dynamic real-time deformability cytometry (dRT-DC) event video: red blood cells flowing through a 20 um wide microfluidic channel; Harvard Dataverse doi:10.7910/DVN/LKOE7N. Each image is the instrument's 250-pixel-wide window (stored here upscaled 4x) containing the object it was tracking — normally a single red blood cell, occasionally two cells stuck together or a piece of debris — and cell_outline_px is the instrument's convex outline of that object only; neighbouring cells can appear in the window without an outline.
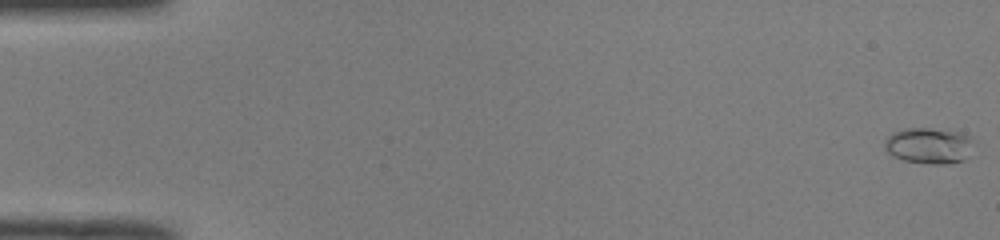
{"species": "common noctule bat (a hibernating species)", "species_latin": "Nyctalus noctula", "temperature_condition": "room temperature", "stored_images_in_passage": 52, "camera_frame_rate_fps": 3000, "um_per_image_px": 0.085, "animal": {"sex": "male", "body_mass_g": 19.0, "forearm_length_mm": 50.8}, "frame": {"image": 1, "passage_image": 1, "time_ms": 0.0, "image_size_px": [1000, 240], "cell_outline_px": [[976, 140], [972, 156], [964, 160], [948, 164], [932, 164], [904, 160], [892, 156], [884, 148], [884, 140], [892, 132], [904, 128], [928, 128], [964, 132], [972, 136]], "centroid_in_image_um": [79.05, 12.37], "position_along_channel_um": 5.9, "area_um2": 19.48}}
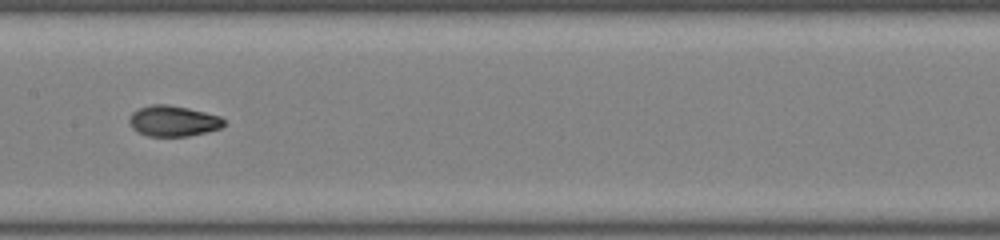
{"frame": {"image": 2, "passage_image": 27, "time_ms": 8.667, "image_size_px": [1000, 240], "cell_outline_px": [[224, 124], [220, 128], [188, 136], [148, 136], [132, 128], [128, 120], [132, 112], [140, 108], [152, 104], [168, 104], [188, 108], [220, 116], [224, 120]], "centroid_in_image_um": [14.7, 10.28], "position_along_channel_um": 192.7, "area_um2": 16.76}}
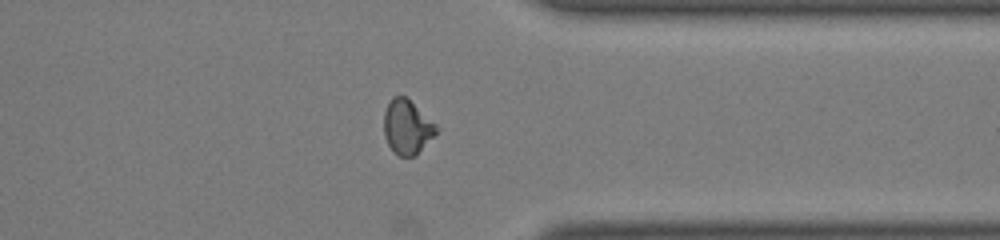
{"frame": {"image": 3, "passage_image": 41, "time_ms": 13.333, "image_size_px": [1000, 240], "cell_outline_px": [[440, 132], [416, 156], [400, 156], [388, 144], [384, 136], [384, 112], [392, 96], [404, 96], [436, 124], [440, 128]], "centroid_in_image_um": [34.65, 10.82], "position_along_channel_um": 376.8, "area_um2": 16.65}, "authors_computed_cell_mechanics": {"area_um2": 16.762, "velocity_mm_per_s": 4.0265, "shape_relaxation_time_tau1_ms": 4.5281, "shape_relaxation_time_tau2_ms": 1.5031, "deformation_change_tau1": 0.2005, "deformation_change_tau2": 0.0569}}